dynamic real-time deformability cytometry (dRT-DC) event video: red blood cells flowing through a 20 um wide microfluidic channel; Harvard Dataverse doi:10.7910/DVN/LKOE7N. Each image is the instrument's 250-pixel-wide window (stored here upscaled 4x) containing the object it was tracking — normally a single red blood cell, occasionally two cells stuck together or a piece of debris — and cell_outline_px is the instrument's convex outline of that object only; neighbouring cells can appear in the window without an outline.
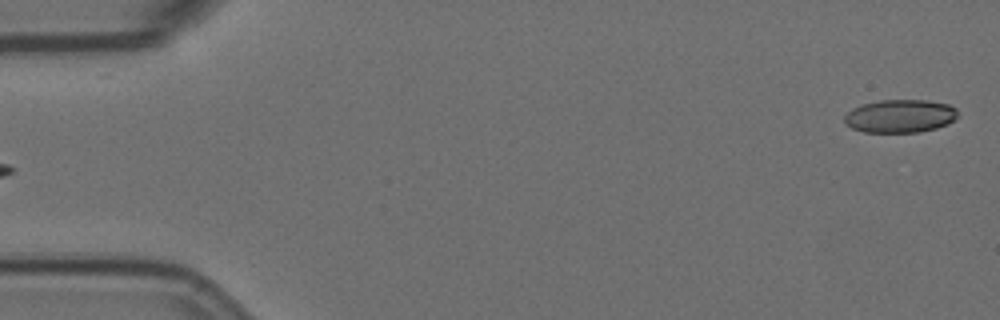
{"species": "Egyptian fruit bat (a non-hibernating species)", "species_latin": "Rousettus aegyptiacus", "temperature_condition": "room temperature", "stored_images_in_passage": 5, "segment_of_instrument_passage": [2, 2], "camera_frame_rate_fps": 3000, "um_per_image_px": 0.085, "animal": {"sex": "female"}, "frame": {"image": 1, "passage_image": 5, "time_ms": 4.667, "image_size_px": [1000, 320], "cell_outline_px": [[956, 116], [948, 124], [936, 128], [920, 132], [864, 132], [852, 128], [844, 124], [844, 116], [852, 108], [864, 104], [880, 100], [928, 100], [948, 104], [956, 108]], "centroid_in_image_um": [76.48, 9.87], "position_along_channel_um": 8.5, "area_um2": 21.85}}